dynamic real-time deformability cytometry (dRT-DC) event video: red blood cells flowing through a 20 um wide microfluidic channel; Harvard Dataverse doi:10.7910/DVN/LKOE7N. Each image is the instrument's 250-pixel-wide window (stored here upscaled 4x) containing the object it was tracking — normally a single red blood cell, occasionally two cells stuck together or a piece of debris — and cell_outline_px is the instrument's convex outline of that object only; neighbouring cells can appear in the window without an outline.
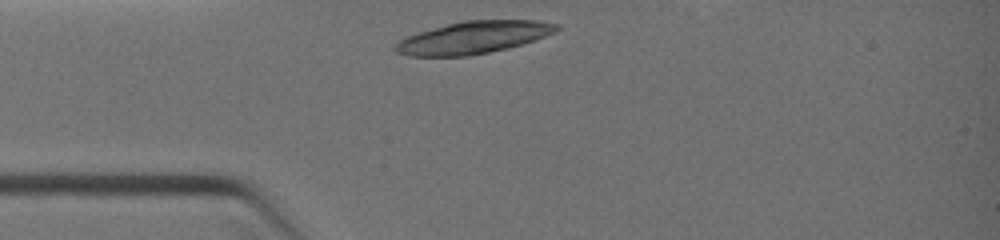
{"species": "common noctule bat (a hibernating species)", "species_latin": "Nyctalus noctula", "temperature_condition": "warm", "stored_images_in_passage": 5, "segment_of_instrument_passage": [1, 2], "camera_frame_rate_fps": 3000, "um_per_image_px": 0.085, "animal": {"sex": "female", "body_mass_g": 19.0, "forearm_length_mm": 51.5}, "frame": {"image": 1, "passage_image": 1, "time_ms": 0.0, "image_size_px": [1000, 240], "cell_outline_px": [[560, 28], [556, 32], [508, 48], [468, 56], [408, 56], [396, 52], [392, 48], [400, 40], [408, 36], [420, 32], [448, 24], [464, 20], [536, 20], [560, 24]], "centroid_in_image_um": [40.24, 3.18], "position_along_channel_um": 44.8, "area_um2": 30.06}}
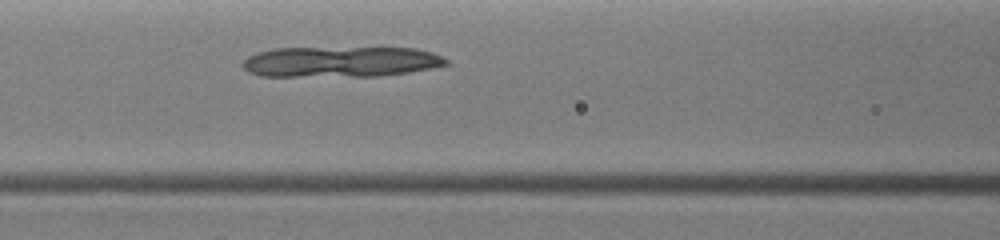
{"frame": {"image": 2, "passage_image": 4, "time_ms": 2.0, "image_size_px": [1000, 240], "cell_outline_px": [[448, 64], [408, 72], [380, 76], [260, 76], [248, 72], [240, 64], [248, 56], [256, 52], [276, 48], [416, 48], [432, 52], [444, 56], [448, 60]], "centroid_in_image_um": [28.93, 5.25], "position_along_channel_um": 137.7, "area_um2": 36.36}}